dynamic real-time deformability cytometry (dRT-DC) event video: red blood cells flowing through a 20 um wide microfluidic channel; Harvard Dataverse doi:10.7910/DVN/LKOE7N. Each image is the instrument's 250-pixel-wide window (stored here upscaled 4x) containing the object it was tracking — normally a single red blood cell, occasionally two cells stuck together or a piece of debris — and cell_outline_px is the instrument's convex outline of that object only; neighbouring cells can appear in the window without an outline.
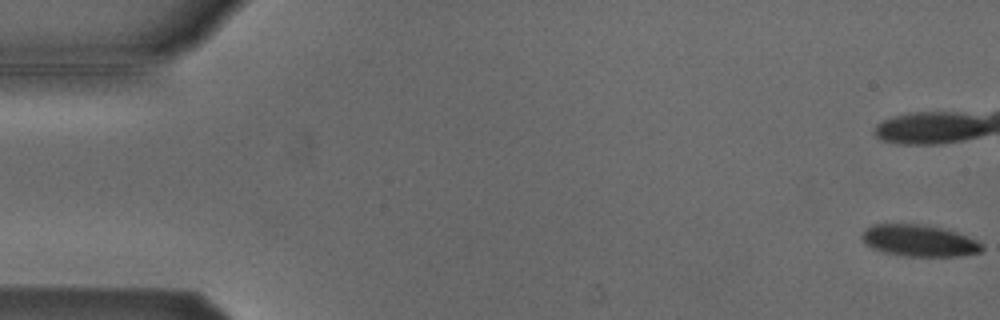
{"species": "Egyptian fruit bat (a non-hibernating species)", "species_latin": "Rousettus aegyptiacus", "temperature_condition": "cold", "stored_images_in_passage": 6, "camera_frame_rate_fps": 3000, "um_per_image_px": 0.085, "animal": {"sex": "male"}, "frame": {"image": 1, "passage_image": 1, "time_ms": 0.0, "image_size_px": [1000, 320], "cell_outline_px": [[984, 248], [980, 252], [960, 256], [904, 256], [884, 252], [872, 248], [860, 236], [864, 228], [872, 224], [928, 224], [956, 232], [976, 240]], "centroid_in_image_um": [78.1, 20.44], "position_along_channel_um": 6.9, "area_um2": 22.14}}